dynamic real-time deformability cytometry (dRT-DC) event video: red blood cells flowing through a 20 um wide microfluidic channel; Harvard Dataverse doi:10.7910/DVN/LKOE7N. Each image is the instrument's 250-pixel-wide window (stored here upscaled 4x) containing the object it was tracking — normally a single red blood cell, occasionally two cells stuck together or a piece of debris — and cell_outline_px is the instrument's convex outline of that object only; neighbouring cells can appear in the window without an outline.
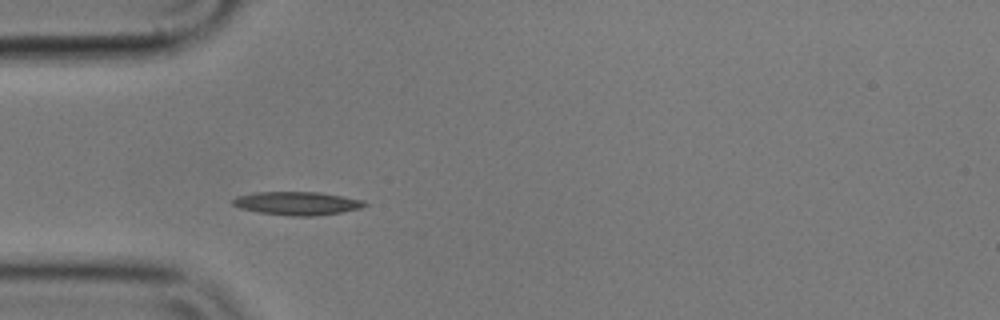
{"species": "common noctule bat (a hibernating species)", "species_latin": "Nyctalus noctula", "temperature_condition": "cold", "stored_images_in_passage": 3, "camera_frame_rate_fps": 3000, "um_per_image_px": 0.085, "animal": {"sex": "male", "body_mass_g": 17.9}, "frame": {"image": 1, "passage_image": 1, "time_ms": 0.0, "image_size_px": [1000, 320], "cell_outline_px": [[368, 204], [360, 208], [340, 212], [316, 216], [288, 216], [260, 212], [240, 208], [232, 204], [232, 200], [236, 196], [256, 192], [320, 192], [364, 200]], "centroid_in_image_um": [25.25, 17.28], "position_along_channel_um": 59.7, "area_um2": 17.92}}